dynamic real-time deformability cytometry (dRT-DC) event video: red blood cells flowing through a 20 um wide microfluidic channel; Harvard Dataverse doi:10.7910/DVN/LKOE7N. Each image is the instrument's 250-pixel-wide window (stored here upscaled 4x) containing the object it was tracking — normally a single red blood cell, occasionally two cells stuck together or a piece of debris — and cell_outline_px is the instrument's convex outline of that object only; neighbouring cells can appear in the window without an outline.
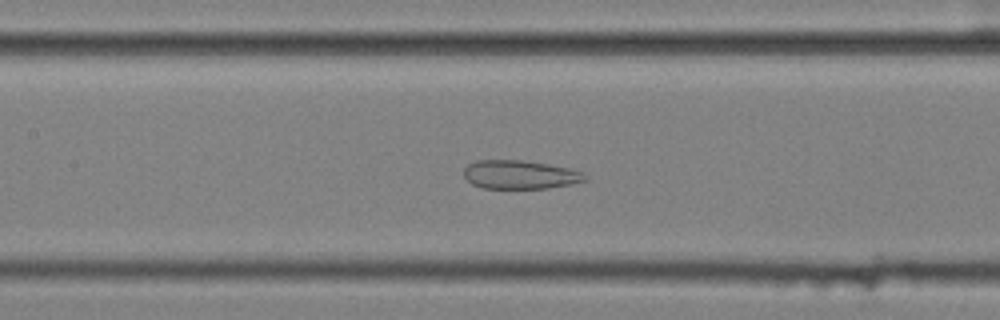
{"species": "common noctule bat (a hibernating species)", "species_latin": "Nyctalus noctula", "temperature_condition": "cold", "stored_images_in_passage": 41, "segment_of_instrument_passage": [1, 2], "camera_frame_rate_fps": 3000, "um_per_image_px": 0.085, "animal": {"sex": "female", "body_mass_g": 25.1}, "frame": {"image": 1, "passage_image": 20, "time_ms": 6.333, "image_size_px": [1000, 320], "cell_outline_px": [[588, 180], [572, 184], [548, 188], [484, 188], [472, 184], [464, 176], [464, 168], [468, 164], [476, 160], [524, 160], [568, 168], [580, 172], [588, 176]], "centroid_in_image_um": [44.19, 14.84], "position_along_channel_um": 163.2, "area_um2": 20.17}}
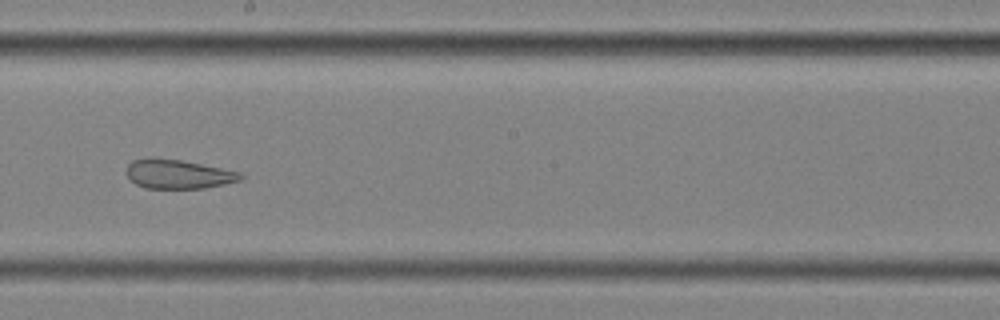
{"frame": {"image": 2, "passage_image": 26, "time_ms": 8.333, "image_size_px": [1000, 320], "cell_outline_px": [[244, 176], [240, 180], [224, 184], [204, 188], [144, 188], [136, 184], [128, 176], [128, 164], [132, 160], [152, 156], [180, 160], [240, 172]], "centroid_in_image_um": [15.12, 14.79], "position_along_channel_um": 233.1, "area_um2": 19.25}}
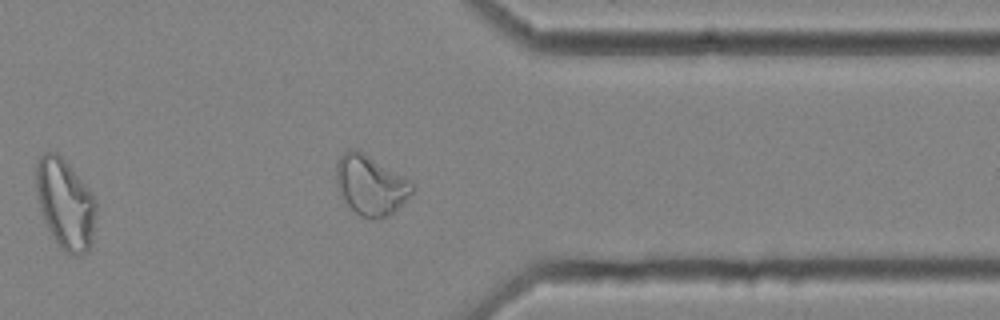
{"frame": {"image": 3, "passage_image": 39, "time_ms": 12.667, "image_size_px": [1000, 320], "cell_outline_px": [[96, 212], [92, 244], [88, 252], [76, 256], [72, 256], [60, 248], [48, 228], [40, 212], [36, 188], [36, 160], [44, 152], [56, 152], [68, 164], [84, 184], [92, 196], [96, 204]], "centroid_in_image_um": [5.54, 17.37], "position_along_channel_um": 405.9, "area_um2": 31.39}}